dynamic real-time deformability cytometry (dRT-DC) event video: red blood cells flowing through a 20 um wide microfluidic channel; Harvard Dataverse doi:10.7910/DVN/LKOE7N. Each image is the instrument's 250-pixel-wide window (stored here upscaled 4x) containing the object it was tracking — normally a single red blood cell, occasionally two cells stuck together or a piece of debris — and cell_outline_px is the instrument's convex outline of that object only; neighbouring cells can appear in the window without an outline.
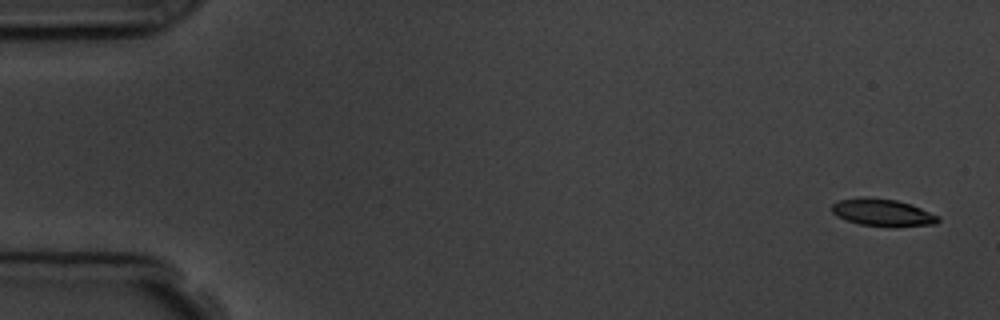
{"species": "common noctule bat (a hibernating species)", "species_latin": "Nyctalus noctula", "temperature_condition": "room temperature", "stored_images_in_passage": 5, "camera_frame_rate_fps": 3000, "um_per_image_px": 0.085, "animal": {"sex": "male", "body_mass_g": 19.5, "forearm_length_mm": 54.6}, "frame": {"image": 1, "passage_image": 1, "time_ms": 0.0, "image_size_px": [1000, 320], "cell_outline_px": [[940, 220], [936, 224], [860, 224], [836, 216], [832, 212], [832, 204], [840, 200], [860, 196], [868, 196], [896, 200], [912, 204], [940, 216]], "centroid_in_image_um": [74.98, 17.99], "position_along_channel_um": 10.0, "area_um2": 16.24}}
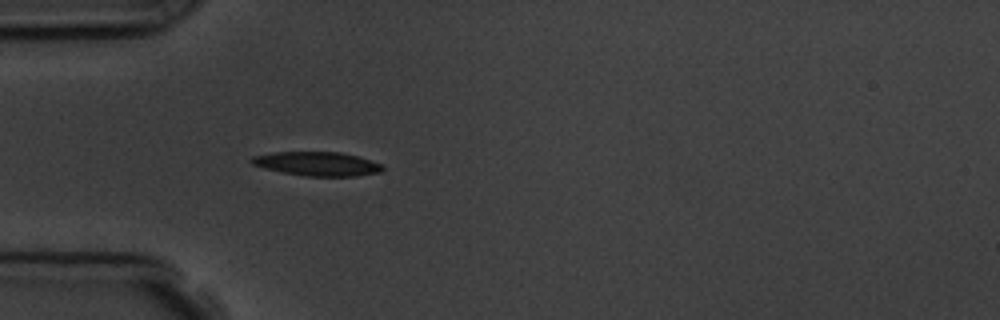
{"frame": {"image": 2, "passage_image": 5, "time_ms": 4.667, "image_size_px": [1000, 320], "cell_outline_px": [[384, 168], [380, 172], [356, 176], [304, 176], [264, 168], [252, 164], [248, 160], [252, 156], [272, 152], [340, 152], [356, 156], [380, 164]], "centroid_in_image_um": [26.9, 13.92], "position_along_channel_um": 58.1, "area_um2": 18.15}}